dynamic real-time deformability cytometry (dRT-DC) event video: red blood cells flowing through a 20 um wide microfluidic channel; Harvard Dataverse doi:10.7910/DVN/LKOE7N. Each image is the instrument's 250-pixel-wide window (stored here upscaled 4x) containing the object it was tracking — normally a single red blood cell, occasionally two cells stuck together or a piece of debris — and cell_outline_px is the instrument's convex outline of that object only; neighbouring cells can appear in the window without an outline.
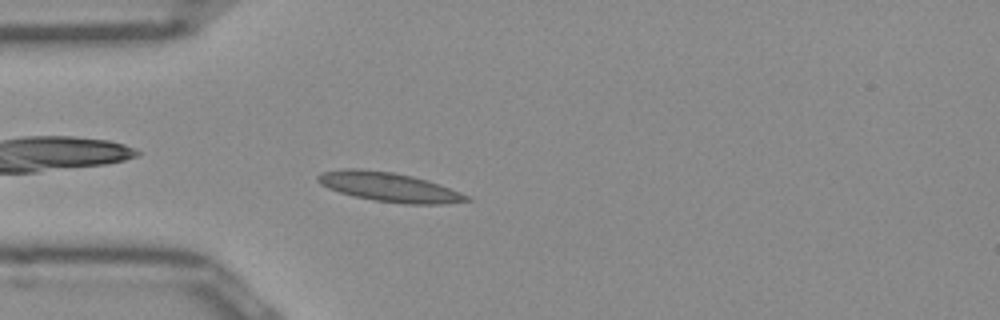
{"species": "Egyptian fruit bat (a non-hibernating species)", "species_latin": "Rousettus aegyptiacus", "temperature_condition": "room temperature", "stored_images_in_passage": 50, "camera_frame_rate_fps": 3000, "um_per_image_px": 0.085, "frame": {"image": 1, "passage_image": 13, "time_ms": 4.0, "image_size_px": [1000, 320], "cell_outline_px": [[472, 200], [444, 204], [408, 204], [376, 200], [352, 196], [328, 188], [320, 184], [316, 180], [316, 176], [324, 172], [344, 168], [360, 168], [392, 172], [412, 176], [448, 188], [468, 196]], "centroid_in_image_um": [33.0, 15.89], "position_along_channel_um": 52.0, "area_um2": 24.97}}
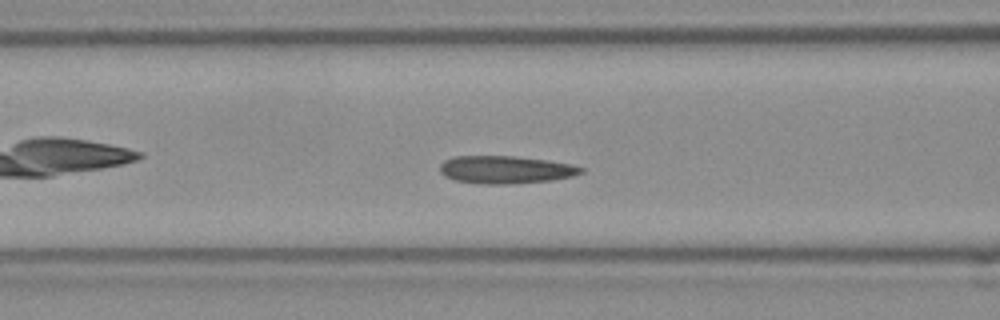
{"frame": {"image": 2, "passage_image": 19, "time_ms": 6.0, "image_size_px": [1000, 320], "cell_outline_px": [[584, 172], [572, 176], [552, 180], [508, 184], [484, 184], [456, 180], [444, 176], [440, 172], [440, 164], [444, 160], [456, 156], [512, 156], [548, 160], [572, 164], [584, 168]], "centroid_in_image_um": [42.98, 14.42], "position_along_channel_um": 123.6, "area_um2": 22.77}}
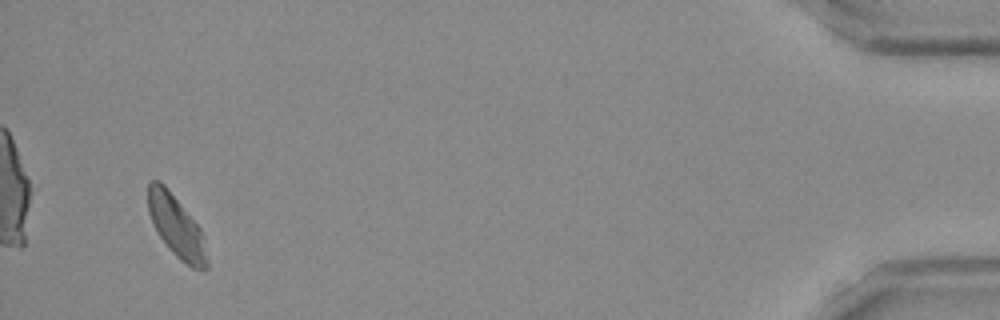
{"frame": {"image": 3, "passage_image": 48, "time_ms": 15.667, "image_size_px": [1000, 320], "cell_outline_px": [[208, 268], [192, 268], [180, 260], [172, 252], [160, 236], [148, 212], [148, 184], [152, 180], [156, 180], [164, 184], [200, 228], [204, 236], [208, 260]], "centroid_in_image_um": [15.01, 19.26], "position_along_channel_um": 420.2, "area_um2": 20.81}, "authors_computed_cell_mechanics": {"area_um2": 22.1085, "velocity_mm_per_s": 3.9274, "shape_relaxation_time_tau1_ms": 4.393, "shape_relaxation_time_tau2_ms": 1.8204, "deformation_change_tau1": 0.1369, "deformation_change_tau2": 0.0869}}